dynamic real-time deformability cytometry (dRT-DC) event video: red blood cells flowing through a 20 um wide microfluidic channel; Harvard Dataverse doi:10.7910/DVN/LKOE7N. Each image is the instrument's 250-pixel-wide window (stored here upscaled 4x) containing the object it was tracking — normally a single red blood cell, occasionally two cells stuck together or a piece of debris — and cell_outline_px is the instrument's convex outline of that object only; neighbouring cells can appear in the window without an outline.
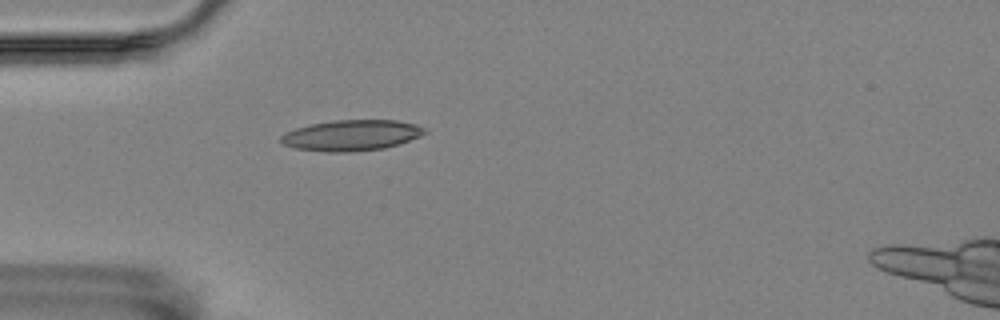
{"species": "Egyptian fruit bat (a non-hibernating species)", "species_latin": "Rousettus aegyptiacus", "temperature_condition": "room temperature", "stored_images_in_passage": 38, "camera_frame_rate_fps": 3000, "um_per_image_px": 0.085, "animal": {"sex": "female"}, "frame": {"image": 1, "passage_image": 4, "time_ms": 1.0, "image_size_px": [1000, 320], "cell_outline_px": [[428, 132], [420, 136], [400, 144], [384, 148], [352, 152], [328, 152], [296, 148], [280, 144], [280, 136], [284, 132], [308, 124], [332, 120], [396, 120], [416, 124], [424, 128]], "centroid_in_image_um": [29.85, 11.5], "position_along_channel_um": 55.2, "area_um2": 26.07}}
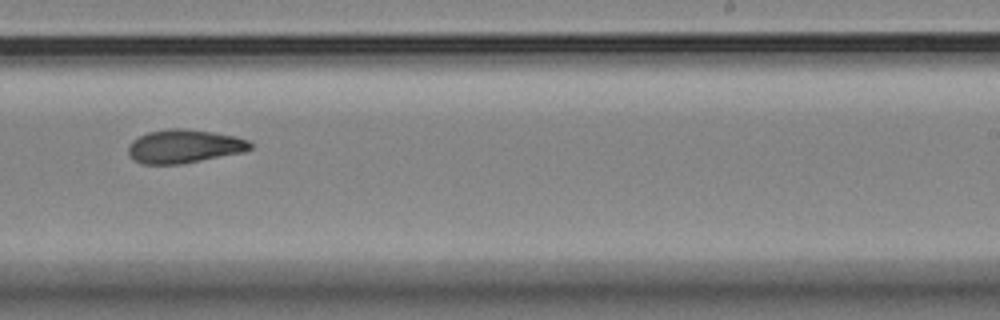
{"frame": {"image": 2, "passage_image": 23, "time_ms": 7.333, "image_size_px": [1000, 320], "cell_outline_px": [[252, 148], [244, 152], [180, 164], [144, 164], [132, 160], [128, 156], [128, 144], [132, 140], [148, 132], [168, 128], [184, 128], [212, 132], [236, 136], [248, 140], [252, 144]], "centroid_in_image_um": [15.63, 12.43], "position_along_channel_um": 273.4, "area_um2": 23.99}}
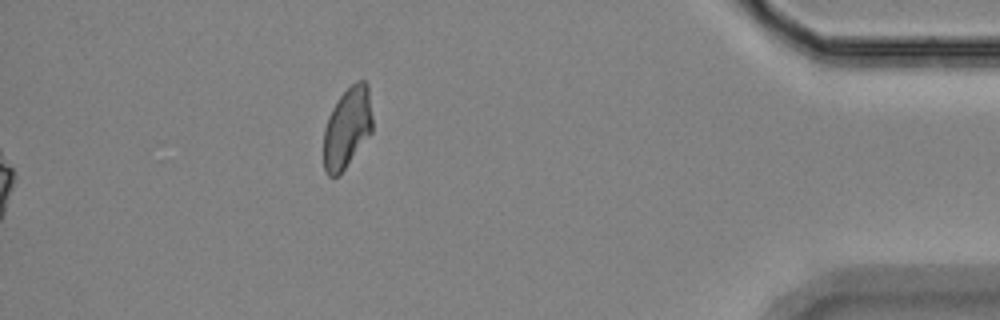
{"frame": {"image": 3, "passage_image": 38, "time_ms": 12.333, "image_size_px": [1000, 320], "cell_outline_px": [[372, 132], [344, 168], [336, 176], [328, 176], [324, 172], [324, 128], [328, 116], [332, 108], [340, 96], [356, 80], [364, 80], [368, 84], [372, 116]], "centroid_in_image_um": [29.51, 10.83], "position_along_channel_um": 405.7, "area_um2": 22.77}, "authors_computed_cell_mechanics": {"area_um2": 24.0448, "velocity_mm_per_s": 3.5382, "shape_relaxation_time_tau1_ms": 6.2215, "shape_relaxation_time_tau2_ms": 2.8715, "deformation_change_tau1": 0.148, "deformation_change_tau2": 0.0915}}